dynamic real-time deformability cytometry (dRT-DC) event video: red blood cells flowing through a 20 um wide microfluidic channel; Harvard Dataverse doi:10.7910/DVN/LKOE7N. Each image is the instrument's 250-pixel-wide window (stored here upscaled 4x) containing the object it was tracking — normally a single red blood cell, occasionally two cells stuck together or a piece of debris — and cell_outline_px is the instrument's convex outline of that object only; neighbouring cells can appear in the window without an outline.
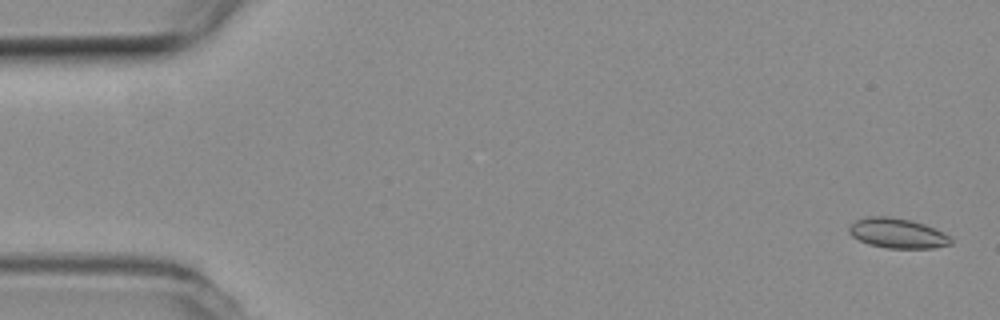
{"species": "common noctule bat (a hibernating species)", "species_latin": "Nyctalus noctula", "temperature_condition": "room temperature", "stored_images_in_passage": 53, "camera_frame_rate_fps": 3000, "um_per_image_px": 0.085, "animal": {"sex": "female", "body_mass_g": 19.3, "forearm_length_mm": 54.1}, "frame": {"image": 1, "passage_image": 1, "time_ms": 0.0, "image_size_px": [1000, 320], "cell_outline_px": [[952, 244], [932, 248], [888, 248], [868, 244], [852, 236], [848, 232], [848, 228], [856, 220], [868, 216], [888, 216], [912, 220], [924, 224], [952, 236]], "centroid_in_image_um": [76.3, 19.82], "position_along_channel_um": 8.7, "area_um2": 17.8}}
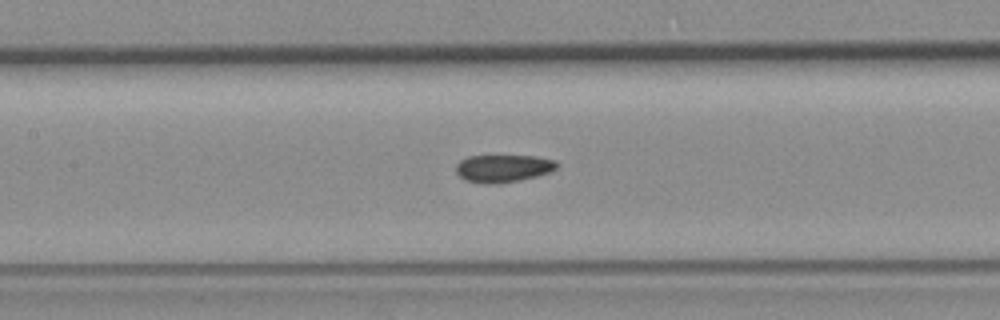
{"frame": {"image": 2, "passage_image": 24, "time_ms": 7.667, "image_size_px": [1000, 320], "cell_outline_px": [[560, 164], [552, 172], [536, 176], [516, 180], [492, 184], [488, 184], [468, 180], [460, 176], [456, 172], [456, 164], [460, 160], [468, 156], [536, 156], [556, 160]], "centroid_in_image_um": [42.81, 14.29], "position_along_channel_um": 164.6, "area_um2": 16.07}}
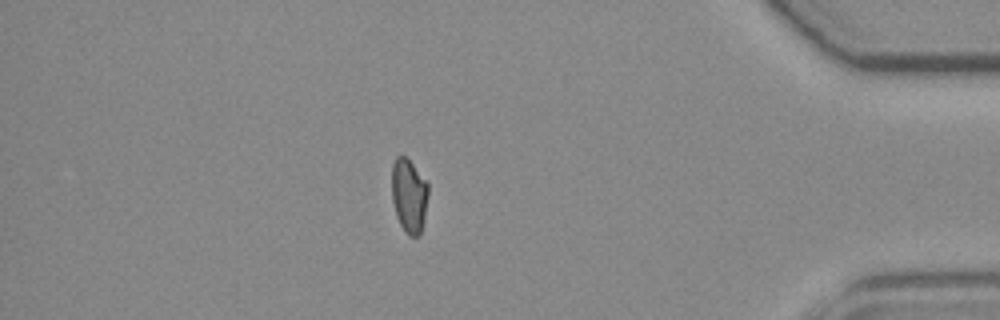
{"frame": {"image": 3, "passage_image": 46, "time_ms": 15.0, "image_size_px": [1000, 320], "cell_outline_px": [[428, 196], [424, 220], [420, 236], [408, 236], [404, 232], [396, 216], [392, 200], [392, 164], [396, 156], [404, 156], [428, 180]], "centroid_in_image_um": [34.78, 16.64], "position_along_channel_um": 400.4, "area_um2": 16.01}, "authors_computed_cell_mechanics": {"area_um2": 16.473, "velocity_mm_per_s": 3.8081, "shape_relaxation_time_tau1_ms": 6.5149, "shape_relaxation_time_tau2_ms": 2.0286, "deformation_change_tau1": 0.1308, "deformation_change_tau2": 0.0756}}